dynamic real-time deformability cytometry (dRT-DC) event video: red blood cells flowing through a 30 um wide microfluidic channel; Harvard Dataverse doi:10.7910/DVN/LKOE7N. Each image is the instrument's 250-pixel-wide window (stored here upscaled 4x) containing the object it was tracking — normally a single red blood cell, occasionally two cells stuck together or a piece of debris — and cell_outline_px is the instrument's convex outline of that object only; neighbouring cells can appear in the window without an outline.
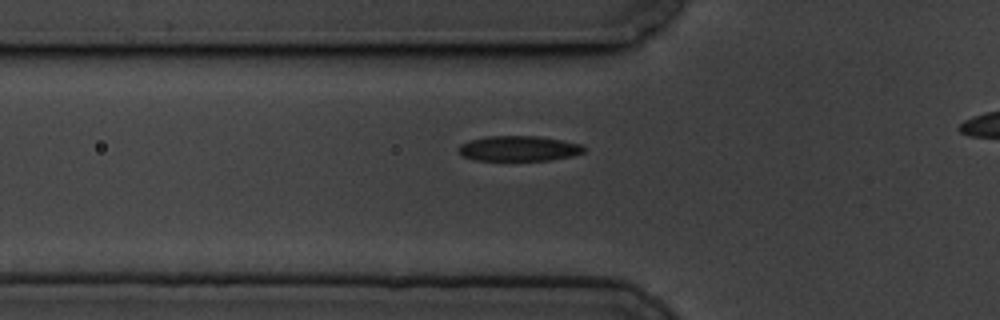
{"species": "common noctule bat (a hibernating species)", "species_latin": "Nyctalus noctula", "temperature_condition": "cold", "stored_images_in_passage": 36, "camera_frame_rate_fps": 3000, "um_per_image_px": 0.085, "animal": {"sex": "male", "body_mass_g": 19.5, "forearm_length_mm": 54.6}, "frame": {"image": 1, "passage_image": 5, "time_ms": 1.333, "image_size_px": [1000, 320], "cell_outline_px": [[584, 152], [572, 156], [548, 160], [476, 160], [464, 156], [456, 148], [460, 144], [468, 140], [488, 136], [540, 136], [564, 140], [580, 144], [584, 148]], "centroid_in_image_um": [44.08, 12.61], "position_along_channel_um": 81.7, "area_um2": 18.44}}
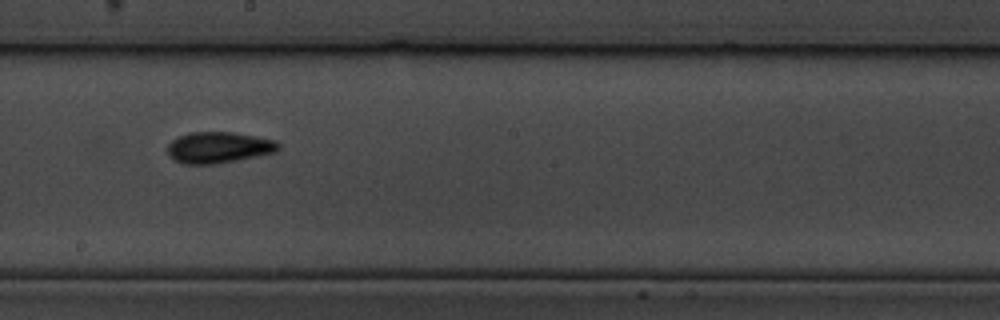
{"frame": {"image": 2, "passage_image": 18, "time_ms": 5.667, "image_size_px": [1000, 320], "cell_outline_px": [[280, 148], [276, 152], [236, 160], [212, 164], [184, 164], [176, 160], [168, 152], [168, 144], [172, 140], [188, 132], [232, 132], [256, 136], [276, 140], [280, 144]], "centroid_in_image_um": [18.62, 12.52], "position_along_channel_um": 229.6, "area_um2": 20.0}}
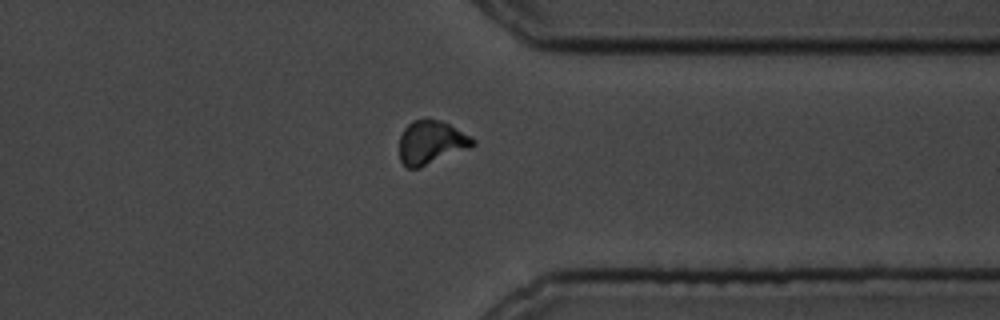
{"frame": {"image": 3, "passage_image": 31, "time_ms": 10.0, "image_size_px": [1000, 320], "cell_outline_px": [[476, 144], [468, 148], [420, 168], [408, 168], [400, 160], [400, 136], [404, 128], [412, 120], [440, 120], [472, 136], [476, 140]], "centroid_in_image_um": [36.65, 12.11], "position_along_channel_um": 374.8, "area_um2": 18.44}}